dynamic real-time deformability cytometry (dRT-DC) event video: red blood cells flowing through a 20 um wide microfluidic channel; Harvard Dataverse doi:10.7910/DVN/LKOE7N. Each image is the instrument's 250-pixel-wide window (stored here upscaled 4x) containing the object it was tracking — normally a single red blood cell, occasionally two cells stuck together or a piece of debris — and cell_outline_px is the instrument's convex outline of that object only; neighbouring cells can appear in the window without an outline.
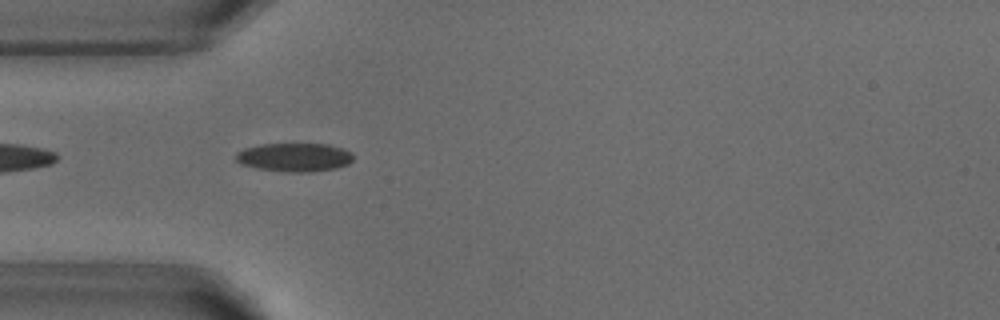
{"species": "common noctule bat (a hibernating species)", "species_latin": "Nyctalus noctula", "temperature_condition": "warm", "stored_images_in_passage": 39, "camera_frame_rate_fps": 3000, "um_per_image_px": 0.085, "animal": {"sex": "male", "body_mass_g": 18.8}, "frame": {"image": 1, "passage_image": 2, "time_ms": 0.333, "image_size_px": [1000, 320], "cell_outline_px": [[352, 160], [348, 164], [336, 168], [312, 172], [284, 172], [256, 168], [240, 164], [236, 160], [236, 152], [244, 148], [260, 144], [328, 144], [352, 152]], "centroid_in_image_um": [25.0, 13.37], "position_along_channel_um": 60.0, "area_um2": 19.65}}
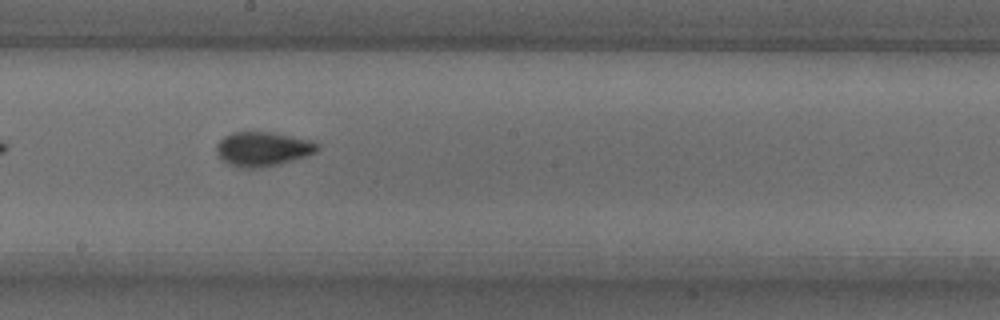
{"frame": {"image": 2, "passage_image": 15, "time_ms": 4.667, "image_size_px": [1000, 320], "cell_outline_px": [[320, 148], [316, 152], [280, 164], [256, 168], [244, 168], [228, 164], [216, 152], [216, 144], [224, 136], [232, 132], [272, 132], [316, 140], [320, 144]], "centroid_in_image_um": [22.38, 12.64], "position_along_channel_um": 225.8, "area_um2": 20.35}}
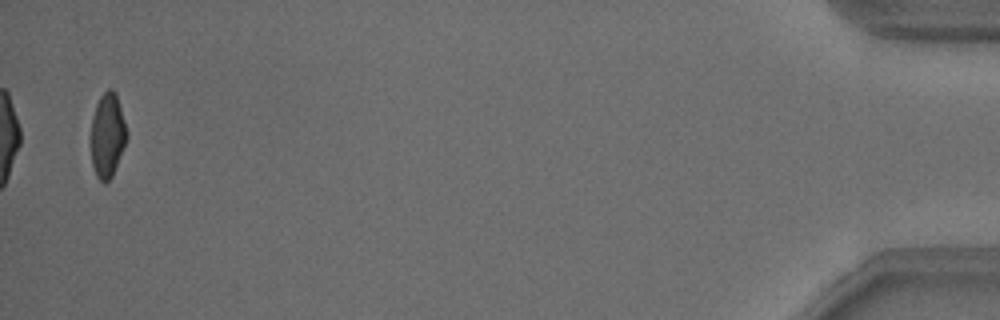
{"frame": {"image": 3, "passage_image": 38, "time_ms": 12.333, "image_size_px": [1000, 320], "cell_outline_px": [[128, 136], [112, 176], [108, 180], [100, 180], [96, 176], [92, 164], [92, 116], [96, 104], [100, 96], [108, 88], [112, 88], [116, 92], [128, 132]], "centroid_in_image_um": [9.15, 11.44], "position_along_channel_um": 426.1, "area_um2": 17.4}, "authors_computed_cell_mechanics": {"area_um2": 18.6116, "velocity_mm_per_s": 3.8316, "shape_relaxation_time_tau1_ms": 3.938, "shape_relaxation_time_tau2_ms": 1.0192, "deformation_change_tau1": 0.1453, "deformation_change_tau2": 0.0701}}